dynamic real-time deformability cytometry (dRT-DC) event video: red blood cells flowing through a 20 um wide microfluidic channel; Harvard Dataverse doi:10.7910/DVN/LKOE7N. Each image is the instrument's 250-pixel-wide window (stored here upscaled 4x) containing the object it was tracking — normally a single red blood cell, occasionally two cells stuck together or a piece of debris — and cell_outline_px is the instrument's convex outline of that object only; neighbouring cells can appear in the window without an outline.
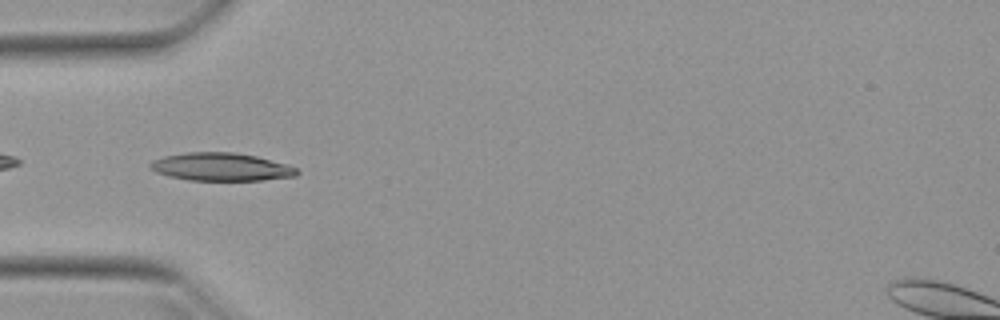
{"species": "Egyptian fruit bat (a non-hibernating species)", "species_latin": "Rousettus aegyptiacus", "temperature_condition": "warm", "stored_images_in_passage": 38, "camera_frame_rate_fps": 3000, "um_per_image_px": 0.085, "animal": {"sex": "female"}, "frame": {"image": 1, "passage_image": 3, "time_ms": 0.667, "image_size_px": [1000, 320], "cell_outline_px": [[300, 172], [296, 176], [260, 180], [188, 180], [168, 176], [156, 172], [148, 164], [152, 160], [164, 156], [188, 152], [232, 152], [256, 156], [288, 164], [296, 168]], "centroid_in_image_um": [18.8, 14.18], "position_along_channel_um": 66.2, "area_um2": 23.87}}
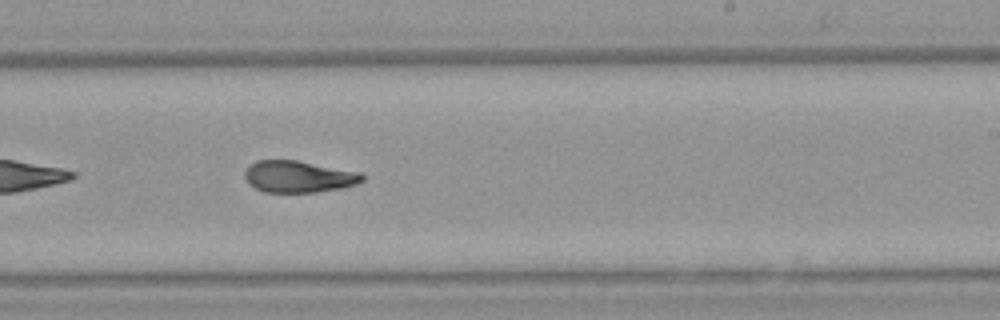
{"frame": {"image": 2, "passage_image": 18, "time_ms": 5.667, "image_size_px": [1000, 320], "cell_outline_px": [[364, 180], [356, 184], [340, 188], [316, 192], [264, 192], [248, 184], [244, 176], [244, 172], [256, 160], [296, 160], [360, 172], [364, 176]], "centroid_in_image_um": [25.37, 15.01], "position_along_channel_um": 263.6, "area_um2": 21.62}}
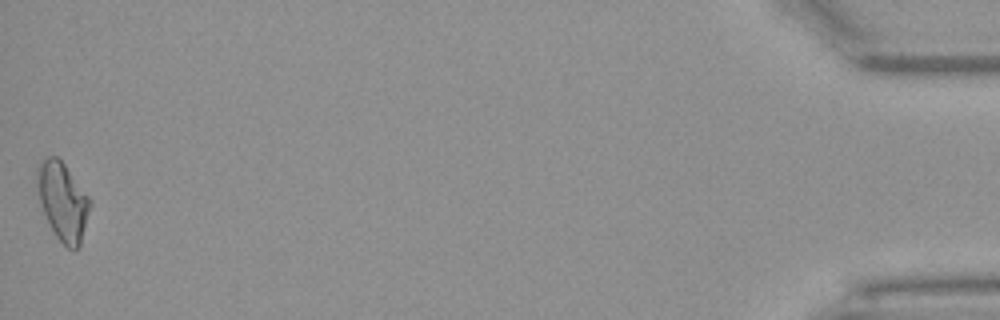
{"frame": {"image": 3, "passage_image": 38, "time_ms": 12.333, "image_size_px": [1000, 320], "cell_outline_px": [[92, 204], [80, 248], [68, 248], [56, 236], [40, 204], [36, 184], [36, 176], [40, 164], [48, 156], [56, 156], [64, 164], [92, 200]], "centroid_in_image_um": [5.37, 17.13], "position_along_channel_um": 429.8, "area_um2": 23.87}, "authors_computed_cell_mechanics": {"area_um2": 22.1952, "velocity_mm_per_s": 3.9683, "shape_relaxation_time_tau1_ms": 11.3264, "shape_relaxation_time_tau2_ms": 2.4481, "deformation_change_tau1": 0.2746, "deformation_change_tau2": 0.0854}}